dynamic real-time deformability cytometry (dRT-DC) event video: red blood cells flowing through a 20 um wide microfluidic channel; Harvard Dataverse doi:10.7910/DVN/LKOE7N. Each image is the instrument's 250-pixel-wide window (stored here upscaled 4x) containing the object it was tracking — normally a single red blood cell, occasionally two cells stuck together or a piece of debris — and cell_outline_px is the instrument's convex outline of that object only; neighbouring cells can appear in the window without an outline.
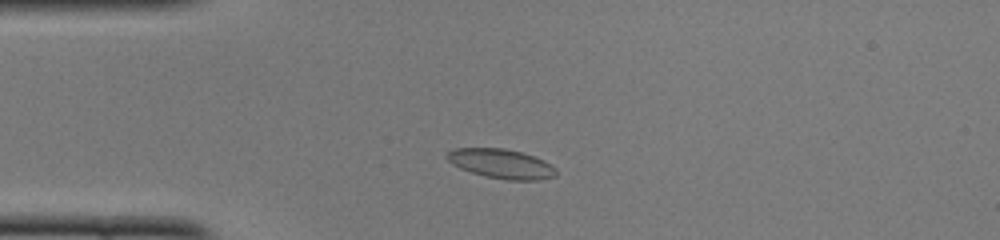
{"species": "common noctule bat (a hibernating species)", "species_latin": "Nyctalus noctula", "temperature_condition": "cold", "stored_images_in_passage": 41, "camera_frame_rate_fps": 3000, "um_per_image_px": 0.085, "animal": {"sex": "female", "body_mass_g": 22.0, "forearm_length_mm": 56.7}, "frame": {"image": 1, "passage_image": 3, "time_ms": 0.667, "image_size_px": [1000, 240], "cell_outline_px": [[556, 176], [540, 180], [508, 180], [484, 176], [460, 168], [452, 164], [444, 156], [452, 148], [504, 148], [520, 152], [544, 160], [556, 168]], "centroid_in_image_um": [42.59, 13.92], "position_along_channel_um": 42.4, "area_um2": 18.73}}
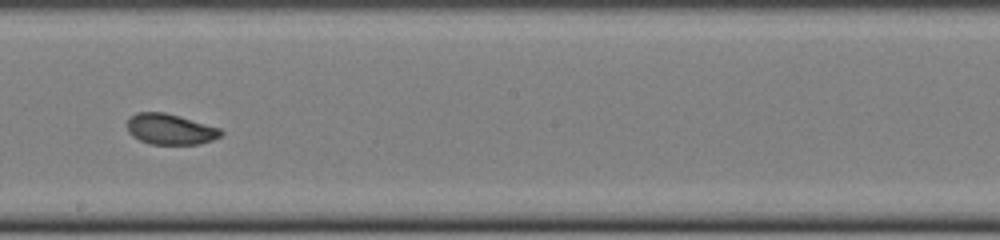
{"frame": {"image": 2, "passage_image": 19, "time_ms": 6.0, "image_size_px": [1000, 240], "cell_outline_px": [[224, 132], [220, 136], [212, 140], [200, 144], [148, 144], [132, 136], [128, 132], [128, 120], [136, 112], [164, 112], [180, 116], [220, 128]], "centroid_in_image_um": [14.47, 10.98], "position_along_channel_um": 233.7, "area_um2": 16.76}}
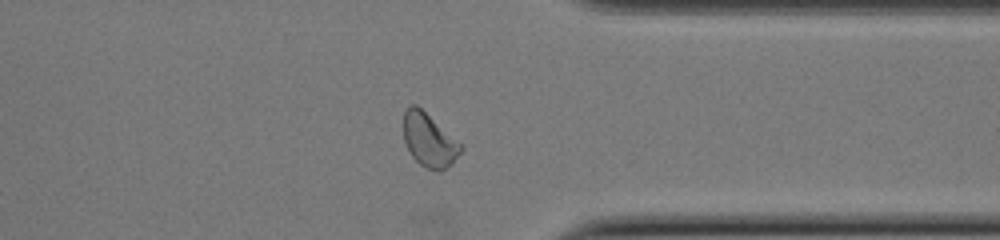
{"frame": {"image": 3, "passage_image": 30, "time_ms": 9.667, "image_size_px": [1000, 240], "cell_outline_px": [[464, 148], [452, 164], [444, 168], [424, 168], [412, 156], [404, 140], [404, 112], [412, 104], [416, 104], [464, 144]], "centroid_in_image_um": [36.51, 11.88], "position_along_channel_um": 374.9, "area_um2": 17.74}, "authors_computed_cell_mechanics": {"area_um2": 17.6868, "velocity_mm_per_s": 3.961, "shape_relaxation_time_tau1_ms": 3.5513, "shape_relaxation_time_tau2_ms": 2.0157, "deformation_change_tau1": 0.0847, "deformation_change_tau2": 0.0575}}